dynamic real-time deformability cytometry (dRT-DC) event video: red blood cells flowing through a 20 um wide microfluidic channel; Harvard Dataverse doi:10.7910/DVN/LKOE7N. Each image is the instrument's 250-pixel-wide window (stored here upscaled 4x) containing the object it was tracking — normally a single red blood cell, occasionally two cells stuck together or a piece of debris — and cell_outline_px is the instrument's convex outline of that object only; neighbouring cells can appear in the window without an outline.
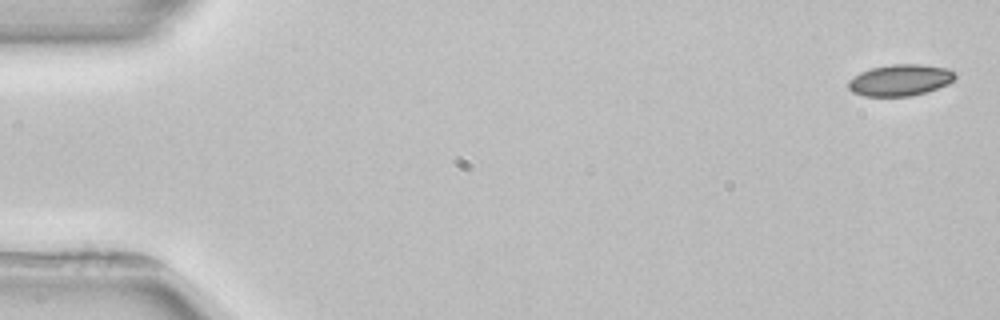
{"species": "common noctule bat (a hibernating species)", "species_latin": "Nyctalus noctula", "temperature_condition": "room temperature", "stored_images_in_passage": 4, "segment_of_instrument_passage": [1, 2], "camera_frame_rate_fps": 3000, "um_per_image_px": 0.085, "animal": {"sex": "female", "body_mass_g": 22.7, "forearm_length_mm": 54.2}, "frame": {"image": 1, "passage_image": 1, "time_ms": 0.0, "image_size_px": [1000, 320], "cell_outline_px": [[956, 76], [948, 84], [912, 96], [864, 96], [852, 92], [848, 88], [848, 80], [860, 72], [872, 68], [892, 64], [920, 64], [948, 68], [956, 72]], "centroid_in_image_um": [76.5, 6.8], "position_along_channel_um": 8.5, "area_um2": 19.54}}
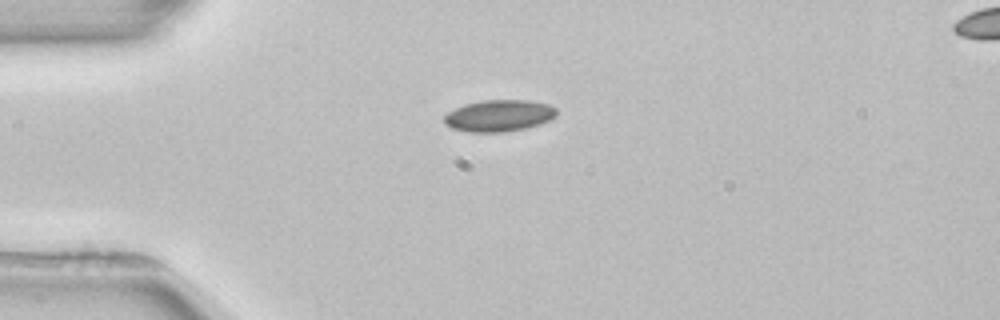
{"frame": {"image": 2, "passage_image": 3, "time_ms": 4.0, "image_size_px": [1000, 320], "cell_outline_px": [[556, 116], [540, 124], [524, 128], [504, 132], [468, 132], [452, 128], [444, 124], [444, 116], [448, 112], [464, 104], [480, 100], [528, 100], [548, 104], [556, 108]], "centroid_in_image_um": [42.39, 9.83], "position_along_channel_um": 42.6, "area_um2": 20.75}}